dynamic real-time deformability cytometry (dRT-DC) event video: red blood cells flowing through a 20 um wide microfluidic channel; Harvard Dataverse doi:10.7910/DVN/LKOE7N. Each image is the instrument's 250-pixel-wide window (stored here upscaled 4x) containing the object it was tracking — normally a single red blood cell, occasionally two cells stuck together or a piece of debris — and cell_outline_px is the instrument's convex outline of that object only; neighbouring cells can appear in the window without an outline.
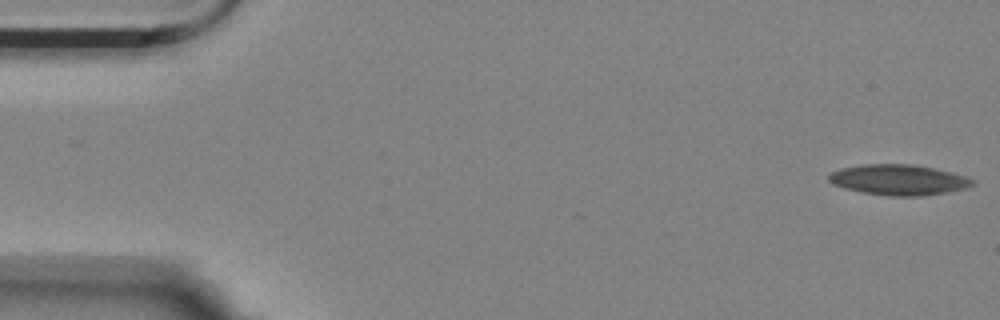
{"species": "Egyptian fruit bat (a non-hibernating species)", "species_latin": "Rousettus aegyptiacus", "temperature_condition": "room temperature", "stored_images_in_passage": 7, "camera_frame_rate_fps": 3000, "um_per_image_px": 0.085, "animal": {"sex": "female"}, "frame": {"image": 1, "passage_image": 1, "time_ms": 0.0, "image_size_px": [1000, 320], "cell_outline_px": [[976, 184], [964, 188], [944, 192], [920, 196], [888, 196], [860, 192], [844, 188], [832, 184], [828, 180], [828, 176], [832, 172], [840, 168], [864, 164], [912, 164], [952, 172], [976, 180]], "centroid_in_image_um": [76.35, 15.28], "position_along_channel_um": 8.6, "area_um2": 25.55}}